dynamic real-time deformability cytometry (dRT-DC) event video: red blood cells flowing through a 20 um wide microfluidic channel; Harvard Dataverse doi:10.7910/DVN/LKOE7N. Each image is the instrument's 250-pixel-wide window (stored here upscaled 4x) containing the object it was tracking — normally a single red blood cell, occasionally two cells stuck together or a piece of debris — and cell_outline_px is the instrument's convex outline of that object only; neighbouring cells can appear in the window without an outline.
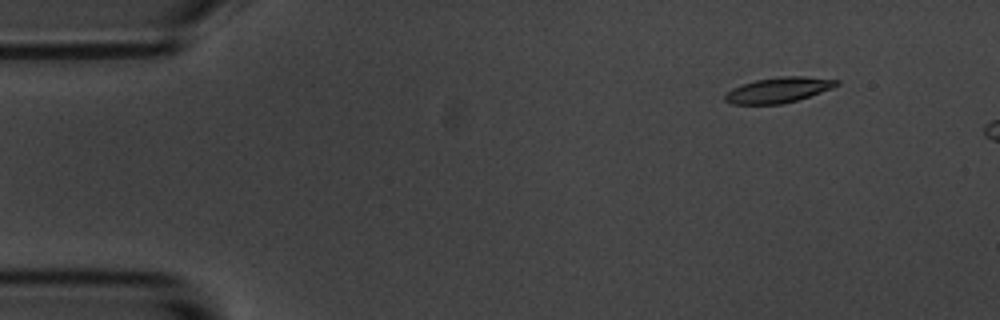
{"species": "common noctule bat (a hibernating species)", "species_latin": "Nyctalus noctula", "temperature_condition": "room temperature", "stored_images_in_passage": 3, "camera_frame_rate_fps": 3000, "um_per_image_px": 0.085, "animal": {"sex": "male", "body_mass_g": 20.1, "forearm_length_mm": 53.5}, "frame": {"image": 1, "passage_image": 1, "time_ms": 0.0, "image_size_px": [1000, 320], "cell_outline_px": [[840, 84], [832, 88], [796, 100], [780, 104], [732, 104], [724, 100], [724, 96], [732, 88], [756, 80], [780, 76], [804, 76], [840, 80]], "centroid_in_image_um": [66.18, 7.64], "position_along_channel_um": 18.8, "area_um2": 16.3}}